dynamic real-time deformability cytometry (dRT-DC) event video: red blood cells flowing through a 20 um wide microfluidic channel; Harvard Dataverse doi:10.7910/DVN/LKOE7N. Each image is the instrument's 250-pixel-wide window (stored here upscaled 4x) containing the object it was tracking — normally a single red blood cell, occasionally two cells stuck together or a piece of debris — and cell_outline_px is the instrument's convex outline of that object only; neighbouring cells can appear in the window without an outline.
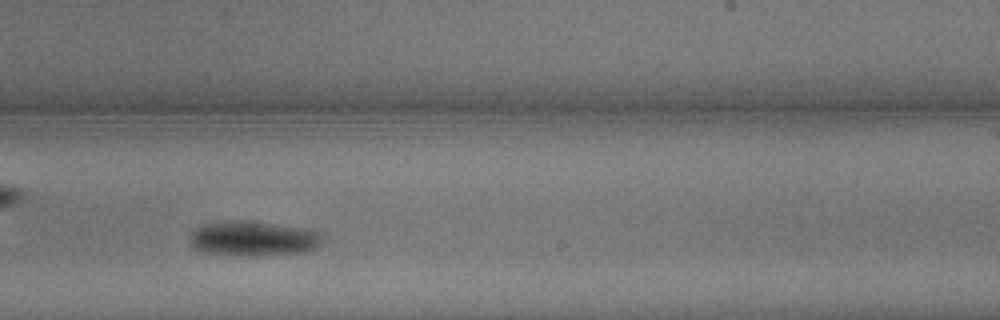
{"species": "common noctule bat (a hibernating species)", "species_latin": "Nyctalus noctula", "temperature_condition": "warm", "stored_images_in_passage": 21, "camera_frame_rate_fps": 3000, "um_per_image_px": 0.085, "animal": {"sex": "male", "body_mass_g": 13.3}, "frame": {"image": 1, "passage_image": 12, "time_ms": 3.667, "image_size_px": [1000, 320], "cell_outline_px": [[324, 240], [316, 248], [304, 252], [204, 252], [196, 248], [192, 244], [188, 236], [196, 228], [204, 224], [228, 220], [244, 220], [304, 228], [320, 232], [324, 236]], "centroid_in_image_um": [21.56, 20.19], "position_along_channel_um": 267.4, "area_um2": 25.49}}
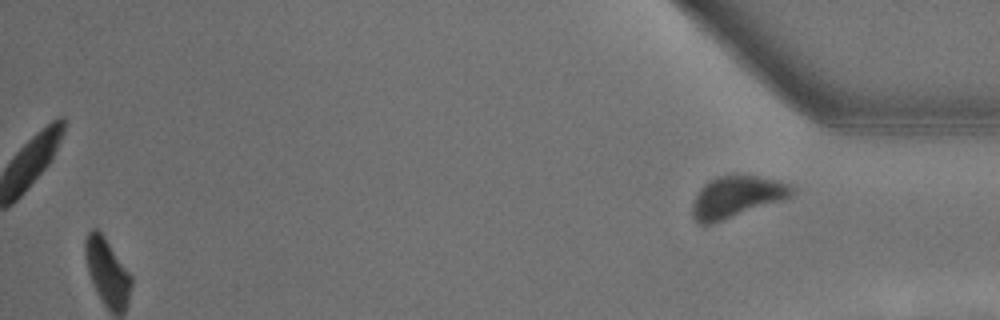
{"frame": {"image": 2, "passage_image": 21, "time_ms": 6.667, "image_size_px": [1000, 320], "cell_outline_px": [[796, 192], [792, 196], [784, 200], [712, 224], [700, 224], [692, 216], [692, 204], [696, 192], [704, 184], [716, 176], [736, 172], [776, 180], [788, 184], [796, 188]], "centroid_in_image_um": [62.61, 16.7], "position_along_channel_um": 372.6, "area_um2": 24.74}}